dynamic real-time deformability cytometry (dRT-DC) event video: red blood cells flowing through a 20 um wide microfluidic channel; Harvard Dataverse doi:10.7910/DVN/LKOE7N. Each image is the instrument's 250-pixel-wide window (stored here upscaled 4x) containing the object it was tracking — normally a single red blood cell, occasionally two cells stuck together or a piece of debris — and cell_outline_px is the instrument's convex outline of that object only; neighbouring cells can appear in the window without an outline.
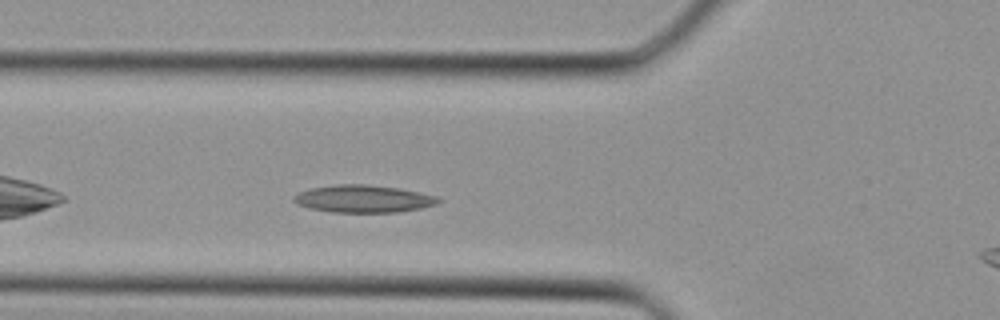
{"species": "Egyptian fruit bat (a non-hibernating species)", "species_latin": "Rousettus aegyptiacus", "temperature_condition": "cold", "stored_images_in_passage": 21, "camera_frame_rate_fps": 3000, "um_per_image_px": 0.085, "animal": {"sex": "female"}, "frame": {"image": 1, "passage_image": 4, "time_ms": 1.0, "image_size_px": [1000, 320], "cell_outline_px": [[440, 200], [436, 204], [420, 208], [396, 212], [332, 212], [312, 208], [296, 204], [292, 200], [292, 196], [300, 192], [312, 188], [336, 184], [364, 184], [400, 188], [420, 192], [436, 196]], "centroid_in_image_um": [30.86, 16.89], "position_along_channel_um": 94.9, "area_um2": 22.95}}
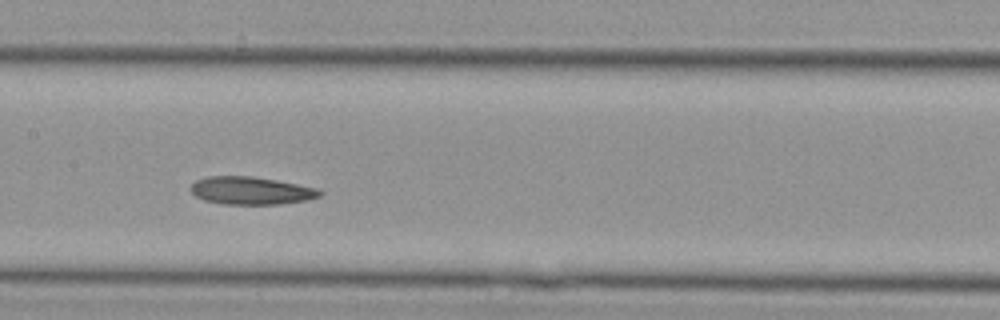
{"frame": {"image": 2, "passage_image": 9, "time_ms": 2.667, "image_size_px": [1000, 320], "cell_outline_px": [[324, 192], [320, 196], [308, 200], [280, 204], [224, 204], [204, 200], [196, 196], [192, 192], [192, 184], [196, 180], [208, 176], [252, 176], [276, 180], [316, 188]], "centroid_in_image_um": [21.36, 16.2], "position_along_channel_um": 186.0, "area_um2": 20.75}}
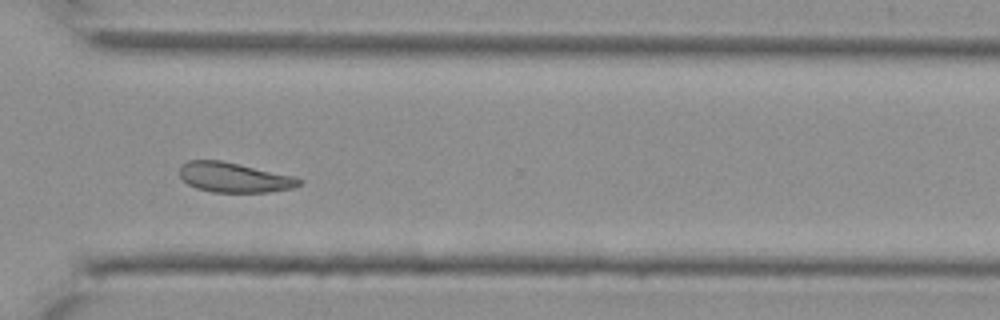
{"frame": {"image": 3, "passage_image": 18, "time_ms": 5.667, "image_size_px": [1000, 320], "cell_outline_px": [[304, 184], [292, 188], [268, 192], [212, 192], [196, 188], [188, 184], [180, 176], [180, 164], [188, 160], [220, 160], [292, 176], [304, 180]], "centroid_in_image_um": [19.89, 15.09], "position_along_channel_um": 350.7, "area_um2": 20.69}}